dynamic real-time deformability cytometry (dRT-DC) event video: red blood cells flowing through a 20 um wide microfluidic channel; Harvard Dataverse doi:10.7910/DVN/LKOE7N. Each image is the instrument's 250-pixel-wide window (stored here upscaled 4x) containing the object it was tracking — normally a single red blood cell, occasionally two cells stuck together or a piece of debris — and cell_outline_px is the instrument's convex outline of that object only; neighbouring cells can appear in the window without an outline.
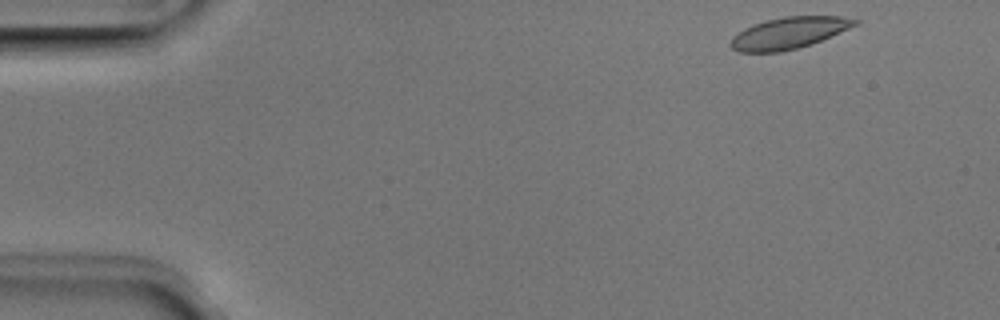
{"species": "Egyptian fruit bat (a non-hibernating species)", "species_latin": "Rousettus aegyptiacus", "temperature_condition": "room temperature", "stored_images_in_passage": 47, "camera_frame_rate_fps": 3000, "um_per_image_px": 0.085, "animal": {"sex": "male"}, "frame": {"image": 1, "passage_image": 1, "time_ms": 0.0, "image_size_px": [1000, 320], "cell_outline_px": [[860, 24], [812, 44], [780, 52], [740, 52], [732, 48], [728, 44], [732, 36], [744, 28], [752, 24], [764, 20], [784, 16], [840, 16], [860, 20]], "centroid_in_image_um": [67.05, 2.79], "position_along_channel_um": 18.0, "area_um2": 23.12}}
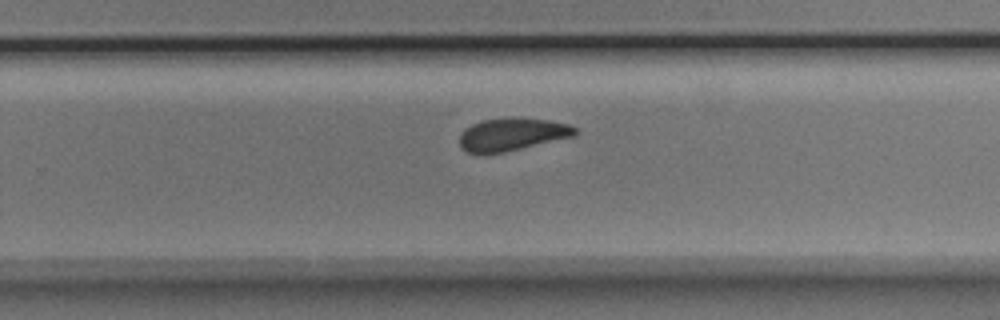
{"frame": {"image": 2, "passage_image": 29, "time_ms": 9.333, "image_size_px": [1000, 320], "cell_outline_px": [[580, 132], [576, 136], [504, 152], [480, 156], [468, 152], [460, 148], [460, 136], [472, 124], [480, 120], [516, 116], [548, 120], [568, 124], [576, 128]], "centroid_in_image_um": [43.54, 11.43], "position_along_channel_um": 286.3, "area_um2": 22.54}}
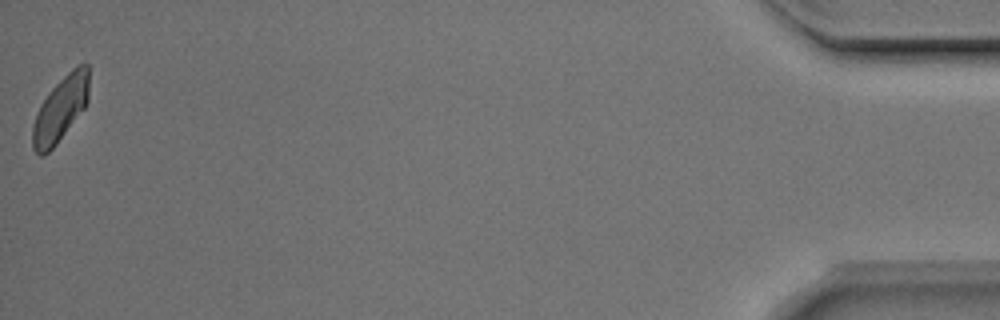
{"frame": {"image": 3, "passage_image": 47, "time_ms": 15.333, "image_size_px": [1000, 320], "cell_outline_px": [[88, 100], [84, 108], [56, 144], [44, 156], [40, 156], [32, 148], [32, 124], [36, 112], [40, 104], [48, 92], [76, 64], [88, 64]], "centroid_in_image_um": [5.11, 9.28], "position_along_channel_um": 430.1, "area_um2": 21.27}, "authors_computed_cell_mechanics": {"area_um2": 22.831, "velocity_mm_per_s": 3.9782, "shape_relaxation_time_tau1_ms": 6.5574, "shape_relaxation_time_tau2_ms": 1.5344, "deformation_change_tau1": 0.1448, "deformation_change_tau2": 0.0762}}